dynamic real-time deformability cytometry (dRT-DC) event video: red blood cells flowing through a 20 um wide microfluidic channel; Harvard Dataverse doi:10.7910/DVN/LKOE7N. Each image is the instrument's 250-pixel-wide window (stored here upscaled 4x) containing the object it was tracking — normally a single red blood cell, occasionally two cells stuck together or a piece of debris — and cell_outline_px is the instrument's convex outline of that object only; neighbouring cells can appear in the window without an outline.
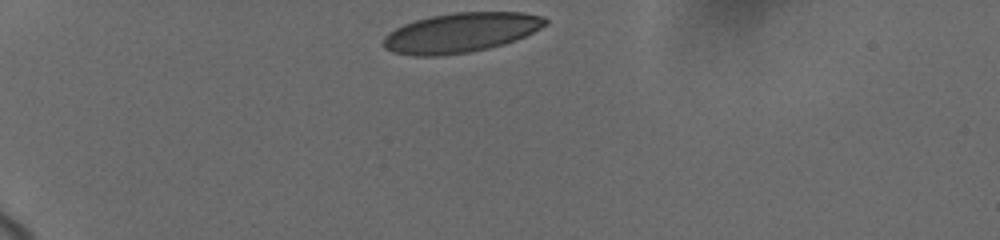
{"species": "human", "species_latin": "Homo sapiens", "temperature_condition": "cold", "stored_images_in_passage": 51, "camera_frame_rate_fps": 3000, "um_per_image_px": 0.085, "donor": {"sex": "female"}, "frame": {"image": 1, "passage_image": 1, "time_ms": 0.0, "image_size_px": [1000, 240], "cell_outline_px": [[548, 24], [516, 40], [504, 44], [488, 48], [468, 52], [440, 56], [412, 56], [392, 52], [384, 48], [384, 36], [388, 32], [404, 24], [416, 20], [432, 16], [456, 12], [524, 12], [544, 16], [548, 20]], "centroid_in_image_um": [39.17, 2.77], "position_along_channel_um": 45.8, "area_um2": 37.45}}
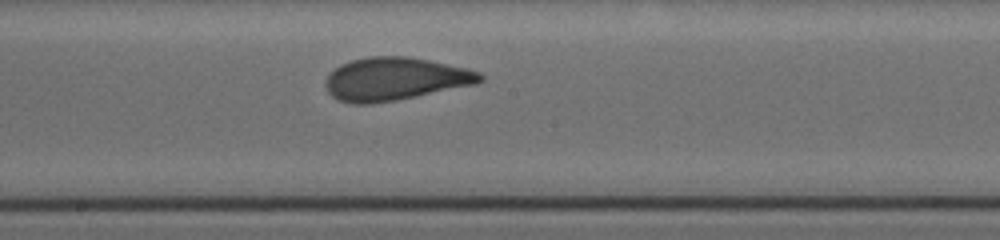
{"frame": {"image": 2, "passage_image": 28, "time_ms": 6.0, "image_size_px": [1000, 240], "cell_outline_px": [[484, 80], [476, 84], [396, 100], [372, 104], [352, 104], [336, 100], [328, 92], [324, 84], [328, 76], [340, 64], [352, 60], [368, 56], [408, 56], [468, 68], [480, 72], [484, 76]], "centroid_in_image_um": [33.57, 6.71], "position_along_channel_um": 214.6, "area_um2": 38.78}}
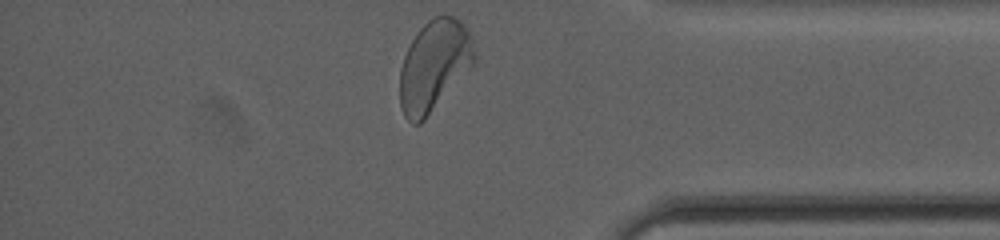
{"frame": {"image": 3, "passage_image": 51, "time_ms": 11.333, "image_size_px": [1000, 240], "cell_outline_px": [[476, 60], [424, 120], [420, 124], [412, 124], [404, 116], [400, 108], [400, 68], [404, 56], [412, 40], [420, 28], [428, 20], [436, 16], [452, 16], [460, 20], [464, 24], [472, 40]], "centroid_in_image_um": [36.87, 5.58], "position_along_channel_um": 398.3, "area_um2": 38.9}, "authors_computed_cell_mechanics": {"area_um2": 38.0902, "velocity_mm_per_s": 3.6832, "shape_relaxation_time_tau1_ms": 3.8599, "shape_relaxation_time_tau2_ms": 0.7397, "deformation_change_tau1": 0.1481, "deformation_change_tau2": 0.0675}}